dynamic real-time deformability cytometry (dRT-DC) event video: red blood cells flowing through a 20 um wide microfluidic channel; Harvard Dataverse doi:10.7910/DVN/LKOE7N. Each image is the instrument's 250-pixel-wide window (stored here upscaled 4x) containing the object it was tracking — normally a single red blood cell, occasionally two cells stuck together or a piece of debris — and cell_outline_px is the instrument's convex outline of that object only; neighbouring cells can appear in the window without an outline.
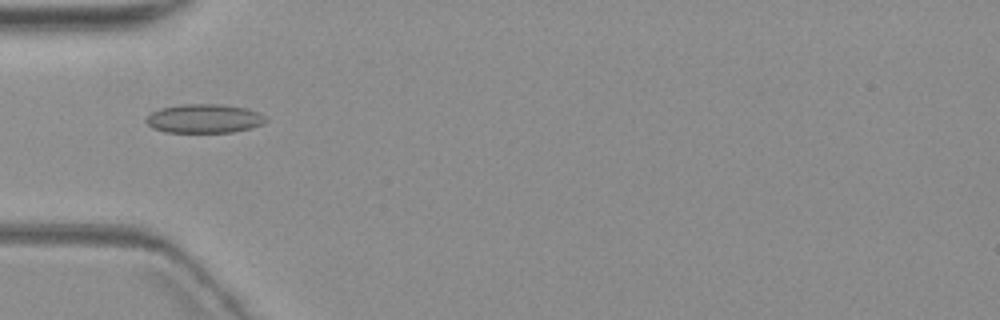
{"species": "common noctule bat (a hibernating species)", "species_latin": "Nyctalus noctula", "temperature_condition": "warm", "stored_images_in_passage": 2, "camera_frame_rate_fps": 3000, "um_per_image_px": 0.085, "animal": {"sex": "female", "body_mass_g": 19.3, "forearm_length_mm": 54.1}, "frame": {"image": 1, "passage_image": 1, "time_ms": 0.0, "image_size_px": [1000, 320], "cell_outline_px": [[268, 120], [264, 124], [252, 128], [232, 132], [164, 132], [152, 128], [144, 120], [152, 112], [160, 108], [180, 104], [220, 104], [248, 108], [260, 112]], "centroid_in_image_um": [17.38, 10.07], "position_along_channel_um": 67.6, "area_um2": 20.4}}
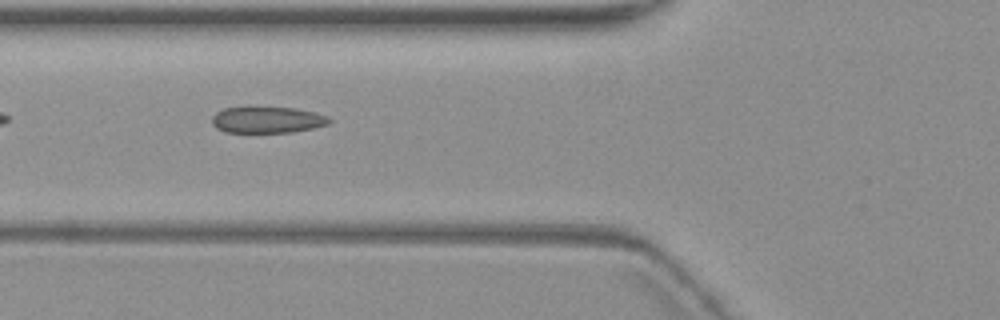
{"frame": {"image": 2, "passage_image": 2, "time_ms": 1.0, "image_size_px": [1000, 320], "cell_outline_px": [[332, 120], [328, 124], [312, 128], [292, 132], [224, 132], [216, 128], [212, 124], [212, 116], [216, 112], [224, 108], [248, 104], [296, 108], [316, 112], [328, 116]], "centroid_in_image_um": [22.68, 10.13], "position_along_channel_um": 103.1, "area_um2": 18.9}}